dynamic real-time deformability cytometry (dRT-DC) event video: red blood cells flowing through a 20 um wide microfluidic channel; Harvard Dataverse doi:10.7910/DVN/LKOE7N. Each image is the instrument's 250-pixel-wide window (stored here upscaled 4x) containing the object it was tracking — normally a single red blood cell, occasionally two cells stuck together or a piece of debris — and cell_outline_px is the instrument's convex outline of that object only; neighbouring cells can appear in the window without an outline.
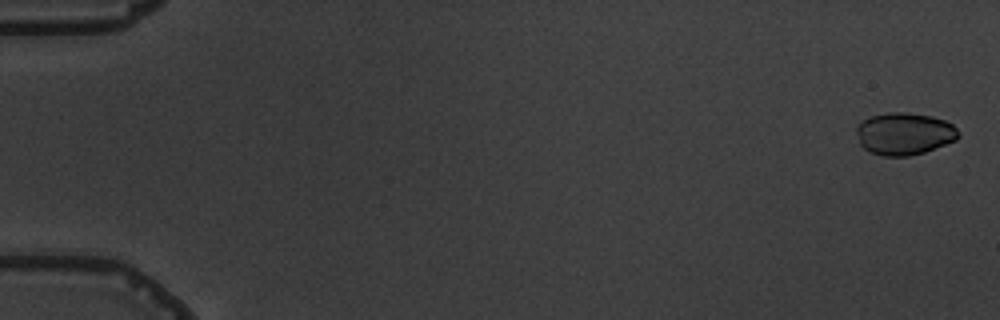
{"species": "common noctule bat (a hibernating species)", "species_latin": "Nyctalus noctula", "temperature_condition": "warm", "stored_images_in_passage": 6, "camera_frame_rate_fps": 3000, "um_per_image_px": 0.085, "animal": {"sex": "male", "body_mass_g": 19.5, "forearm_length_mm": 54.6}, "frame": {"image": 1, "passage_image": 1, "time_ms": 0.0, "image_size_px": [1000, 320], "cell_outline_px": [[960, 136], [956, 140], [924, 152], [908, 156], [884, 156], [868, 152], [860, 144], [856, 132], [856, 128], [864, 120], [872, 116], [888, 112], [904, 112], [932, 116], [944, 120], [952, 124], [960, 132]], "centroid_in_image_um": [76.87, 11.37], "position_along_channel_um": 8.1, "area_um2": 25.09}}
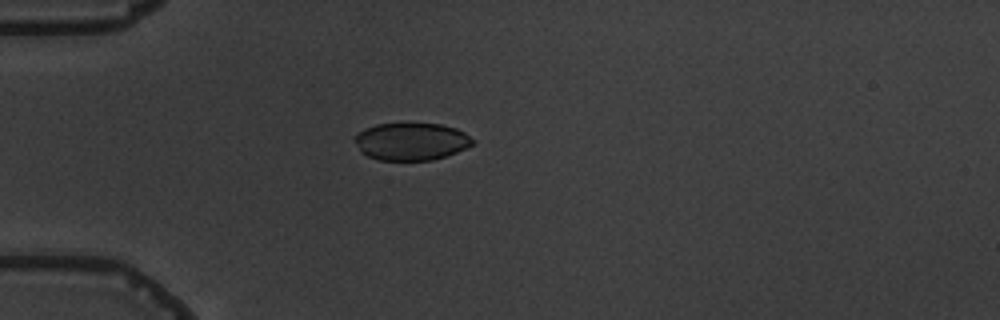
{"frame": {"image": 2, "passage_image": 5, "time_ms": 5.0, "image_size_px": [1000, 320], "cell_outline_px": [[476, 144], [456, 152], [432, 160], [380, 160], [368, 156], [360, 152], [352, 140], [364, 128], [376, 124], [440, 124], [456, 128], [464, 132], [476, 140]], "centroid_in_image_um": [34.96, 12.03], "position_along_channel_um": 50.0, "area_um2": 25.84}}